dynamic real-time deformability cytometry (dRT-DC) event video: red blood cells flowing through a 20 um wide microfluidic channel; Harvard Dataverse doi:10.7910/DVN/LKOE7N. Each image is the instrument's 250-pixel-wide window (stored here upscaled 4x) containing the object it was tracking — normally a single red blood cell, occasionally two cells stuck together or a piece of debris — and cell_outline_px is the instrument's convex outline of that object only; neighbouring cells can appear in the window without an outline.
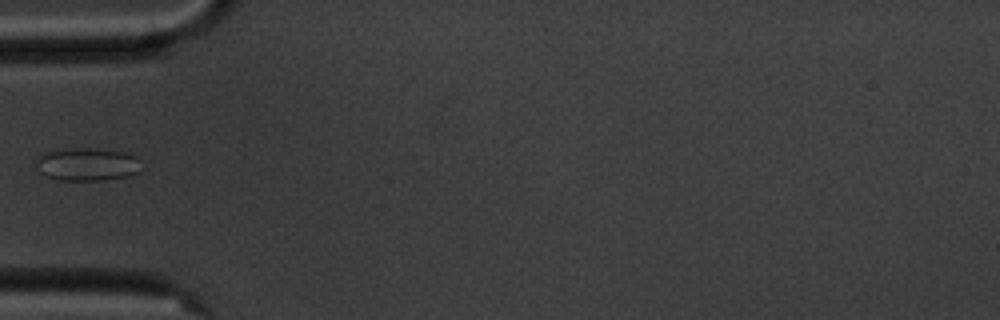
{"species": "common noctule bat (a hibernating species)", "species_latin": "Nyctalus noctula", "temperature_condition": "cold", "stored_images_in_passage": 8, "camera_frame_rate_fps": 3000, "um_per_image_px": 0.085, "animal": {"sex": "male", "body_mass_g": 20.1, "forearm_length_mm": 53.5}, "frame": {"image": 1, "passage_image": 5, "time_ms": 5.0, "image_size_px": [1000, 320], "cell_outline_px": [[144, 168], [140, 172], [132, 176], [100, 180], [56, 180], [44, 176], [40, 172], [36, 164], [36, 156], [44, 152], [84, 148], [88, 148], [124, 152], [136, 156], [140, 160]], "centroid_in_image_um": [7.46, 13.99], "position_along_channel_um": 77.5, "area_um2": 20.46}}
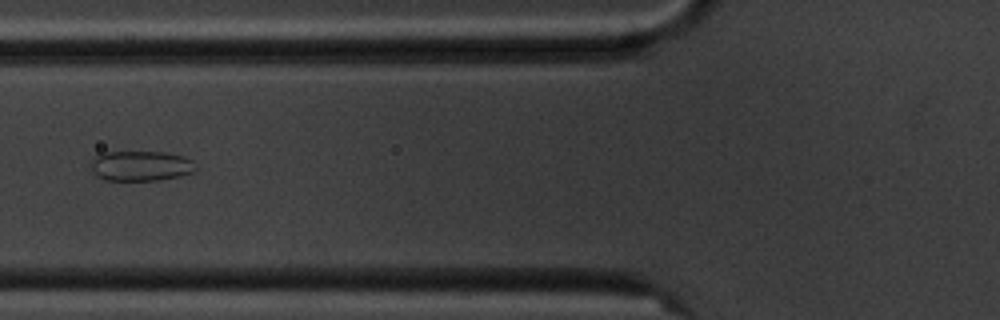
{"frame": {"image": 2, "passage_image": 6, "time_ms": 6.0, "image_size_px": [1000, 320], "cell_outline_px": [[196, 168], [192, 172], [180, 176], [160, 180], [104, 180], [96, 176], [92, 172], [88, 164], [96, 156], [104, 152], [164, 152], [184, 156], [192, 160]], "centroid_in_image_um": [11.92, 14.1], "position_along_channel_um": 113.9, "area_um2": 18.55}}